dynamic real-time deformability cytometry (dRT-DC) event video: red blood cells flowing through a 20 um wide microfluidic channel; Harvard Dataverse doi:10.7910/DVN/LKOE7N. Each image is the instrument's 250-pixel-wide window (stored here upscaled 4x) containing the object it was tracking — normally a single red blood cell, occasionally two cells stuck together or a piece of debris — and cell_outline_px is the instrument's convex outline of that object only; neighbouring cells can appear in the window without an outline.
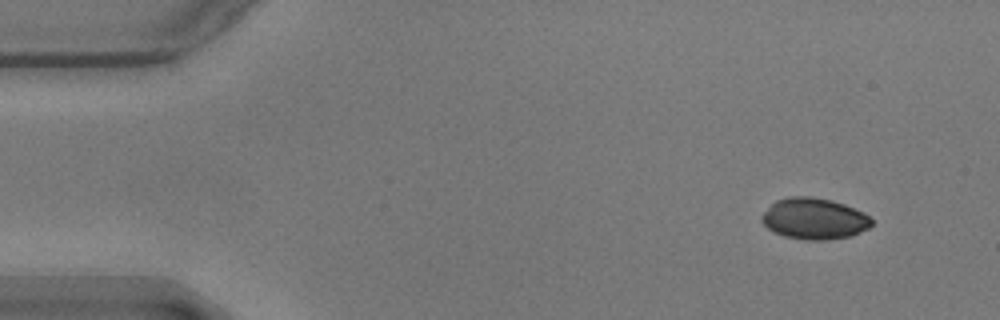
{"species": "common noctule bat (a hibernating species)", "species_latin": "Nyctalus noctula", "temperature_condition": "warm", "stored_images_in_passage": 52, "camera_frame_rate_fps": 3000, "um_per_image_px": 0.085, "animal": {"sex": "male", "body_mass_g": 17.9}, "frame": {"image": 1, "passage_image": 1, "time_ms": 0.0, "image_size_px": [1000, 320], "cell_outline_px": [[872, 224], [868, 228], [852, 236], [828, 240], [804, 240], [784, 236], [772, 232], [760, 220], [760, 216], [776, 200], [788, 196], [808, 196], [832, 200], [844, 204], [864, 212], [872, 220]], "centroid_in_image_um": [69.19, 18.59], "position_along_channel_um": 15.8, "area_um2": 26.59}}
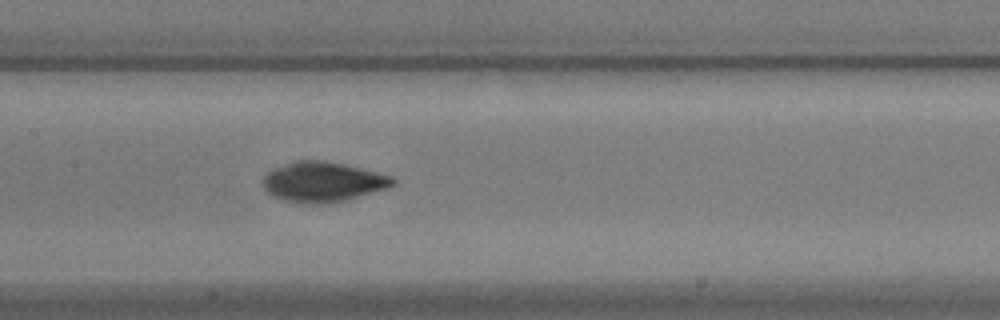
{"frame": {"image": 2, "passage_image": 23, "time_ms": 7.333, "image_size_px": [1000, 320], "cell_outline_px": [[396, 184], [388, 188], [348, 200], [320, 204], [308, 204], [284, 200], [272, 196], [260, 184], [260, 180], [272, 168], [296, 160], [324, 160], [344, 164], [392, 176], [396, 180]], "centroid_in_image_um": [27.42, 15.46], "position_along_channel_um": 180.0, "area_um2": 30.63}}
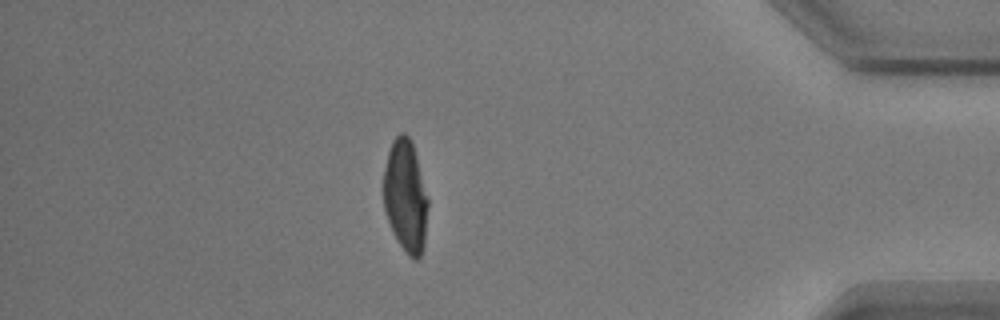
{"frame": {"image": 3, "passage_image": 45, "time_ms": 14.667, "image_size_px": [1000, 320], "cell_outline_px": [[428, 204], [424, 248], [420, 256], [416, 260], [412, 260], [408, 256], [392, 232], [384, 212], [384, 168], [388, 152], [392, 140], [400, 132], [404, 132], [408, 136], [412, 144], [416, 156], [428, 200]], "centroid_in_image_um": [34.46, 16.71], "position_along_channel_um": 400.7, "area_um2": 29.07}, "authors_computed_cell_mechanics": {"area_um2": 29.3913, "velocity_mm_per_s": 3.5737, "shape_relaxation_time_tau1_ms": 6.978, "shape_relaxation_time_tau2_ms": null, "deformation_change_tau1": 0.2523, "deformation_change_tau2": null}}